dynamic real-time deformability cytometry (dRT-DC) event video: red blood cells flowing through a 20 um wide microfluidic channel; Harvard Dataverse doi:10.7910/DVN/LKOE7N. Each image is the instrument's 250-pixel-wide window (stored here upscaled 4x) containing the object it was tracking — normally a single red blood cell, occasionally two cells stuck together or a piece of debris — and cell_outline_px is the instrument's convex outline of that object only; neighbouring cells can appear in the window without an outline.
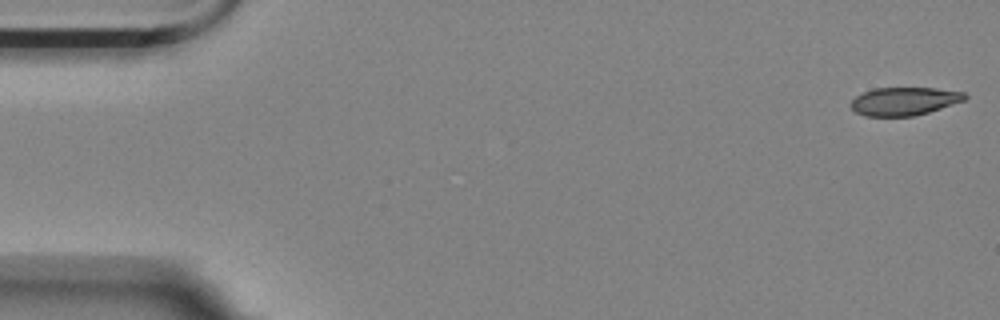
{"species": "Egyptian fruit bat (a non-hibernating species)", "species_latin": "Rousettus aegyptiacus", "temperature_condition": "room temperature", "stored_images_in_passage": 56, "camera_frame_rate_fps": 3000, "um_per_image_px": 0.085, "animal": {"sex": "female"}, "frame": {"image": 1, "passage_image": 1, "time_ms": 0.0, "image_size_px": [1000, 320], "cell_outline_px": [[968, 96], [964, 100], [928, 112], [912, 116], [864, 116], [856, 112], [848, 104], [856, 96], [864, 92], [876, 88], [936, 88], [964, 92]], "centroid_in_image_um": [76.83, 8.6], "position_along_channel_um": 8.2, "area_um2": 18.55}}
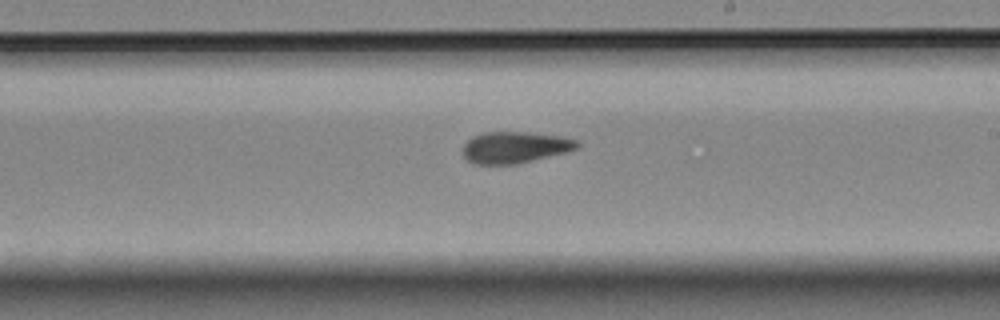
{"frame": {"image": 2, "passage_image": 32, "time_ms": 10.333, "image_size_px": [1000, 320], "cell_outline_px": [[580, 144], [576, 148], [568, 152], [516, 164], [472, 164], [464, 156], [464, 144], [472, 136], [484, 132], [524, 132], [560, 136], [580, 140]], "centroid_in_image_um": [43.78, 12.52], "position_along_channel_um": 245.2, "area_um2": 20.98}}
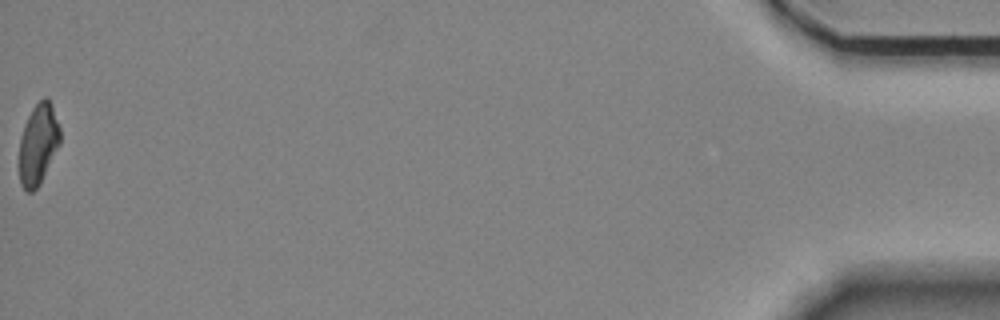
{"frame": {"image": 3, "passage_image": 56, "time_ms": 18.333, "image_size_px": [1000, 320], "cell_outline_px": [[60, 144], [40, 184], [32, 192], [24, 192], [20, 184], [20, 136], [24, 124], [32, 108], [44, 96], [48, 96], [52, 104], [60, 128]], "centroid_in_image_um": [3.25, 12.24], "position_along_channel_um": 431.9, "area_um2": 19.42}, "authors_computed_cell_mechanics": {"area_um2": 20.5768, "velocity_mm_per_s": 3.558, "shape_relaxation_time_tau1_ms": null, "shape_relaxation_time_tau2_ms": 4.7173, "deformation_change_tau1": null, "deformation_change_tau2": 0.1061}}